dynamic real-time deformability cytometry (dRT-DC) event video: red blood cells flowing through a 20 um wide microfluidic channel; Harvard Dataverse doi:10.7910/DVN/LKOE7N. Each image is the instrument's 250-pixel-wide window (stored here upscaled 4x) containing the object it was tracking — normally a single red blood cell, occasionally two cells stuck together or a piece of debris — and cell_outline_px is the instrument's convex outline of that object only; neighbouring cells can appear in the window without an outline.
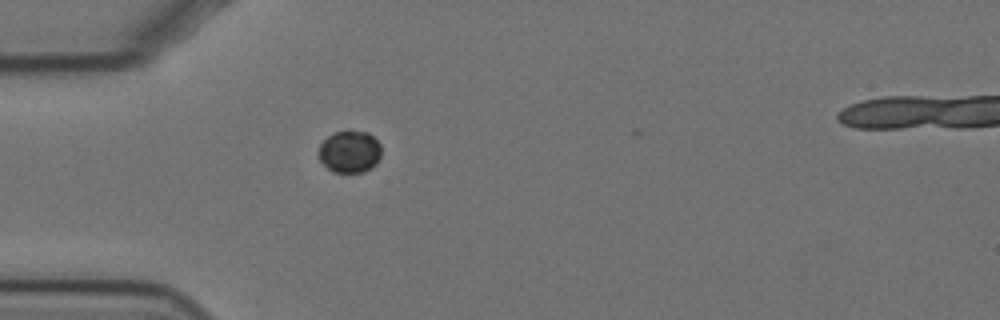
{"species": "Egyptian fruit bat (a non-hibernating species)", "species_latin": "Rousettus aegyptiacus", "temperature_condition": "cold", "stored_images_in_passage": 36, "camera_frame_rate_fps": 3000, "um_per_image_px": 0.085, "animal": {"sex": "female"}, "frame": {"image": 1, "passage_image": 1, "time_ms": 0.0, "image_size_px": [1000, 320], "cell_outline_px": [[380, 156], [376, 164], [372, 168], [364, 172], [332, 172], [320, 160], [316, 152], [320, 144], [332, 132], [368, 132], [380, 144]], "centroid_in_image_um": [29.7, 12.91], "position_along_channel_um": 55.3, "area_um2": 15.37}}
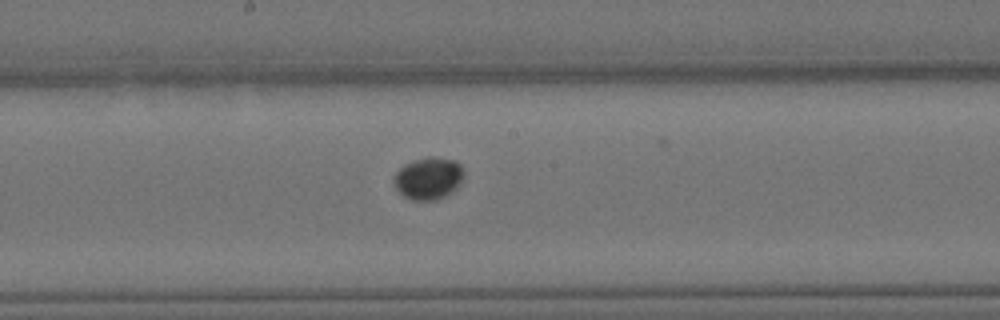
{"frame": {"image": 2, "passage_image": 15, "time_ms": 4.667, "image_size_px": [1000, 320], "cell_outline_px": [[464, 176], [460, 184], [452, 192], [436, 200], [412, 200], [404, 196], [396, 188], [392, 180], [396, 172], [404, 164], [428, 156], [432, 156], [456, 160], [460, 164], [464, 172]], "centroid_in_image_um": [36.43, 15.15], "position_along_channel_um": 211.8, "area_um2": 17.28}}
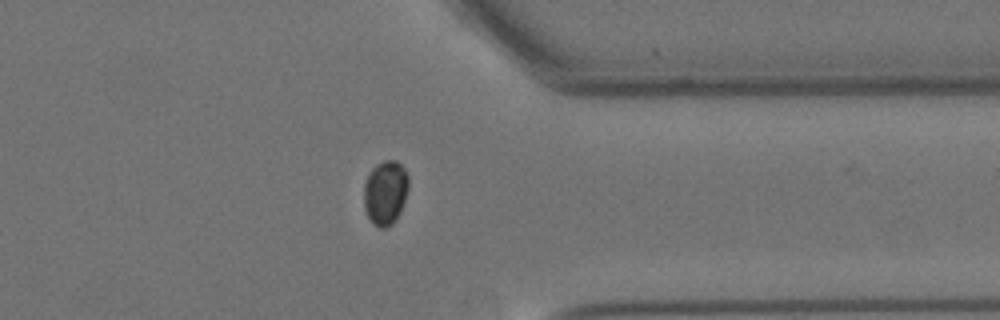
{"frame": {"image": 3, "passage_image": 30, "time_ms": 9.667, "image_size_px": [1000, 320], "cell_outline_px": [[408, 188], [400, 212], [392, 224], [384, 228], [380, 228], [372, 224], [364, 208], [364, 184], [368, 172], [376, 164], [384, 160], [396, 160], [404, 168], [408, 176]], "centroid_in_image_um": [32.74, 16.36], "position_along_channel_um": 378.7, "area_um2": 16.82}}